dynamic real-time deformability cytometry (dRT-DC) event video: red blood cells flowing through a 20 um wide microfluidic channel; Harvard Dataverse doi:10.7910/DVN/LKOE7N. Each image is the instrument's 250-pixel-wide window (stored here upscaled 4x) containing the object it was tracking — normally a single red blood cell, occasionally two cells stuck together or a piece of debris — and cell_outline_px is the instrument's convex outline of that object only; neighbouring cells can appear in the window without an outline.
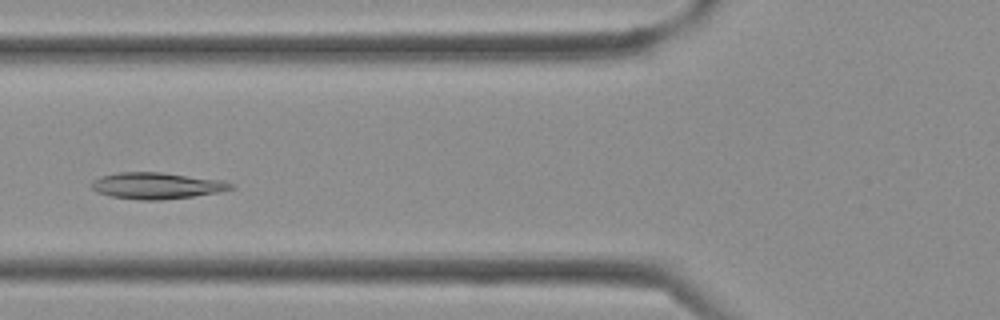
{"species": "Egyptian fruit bat (a non-hibernating species)", "species_latin": "Rousettus aegyptiacus", "temperature_condition": "cold", "stored_images_in_passage": 35, "camera_frame_rate_fps": 3000, "um_per_image_px": 0.085, "frame": {"image": 1, "passage_image": 11, "time_ms": 3.333, "image_size_px": [1000, 320], "cell_outline_px": [[236, 188], [220, 192], [192, 196], [160, 200], [140, 200], [112, 196], [96, 192], [88, 184], [92, 180], [100, 176], [116, 172], [160, 172], [224, 180], [236, 184]], "centroid_in_image_um": [13.33, 15.77], "position_along_channel_um": 112.5, "area_um2": 21.73}}
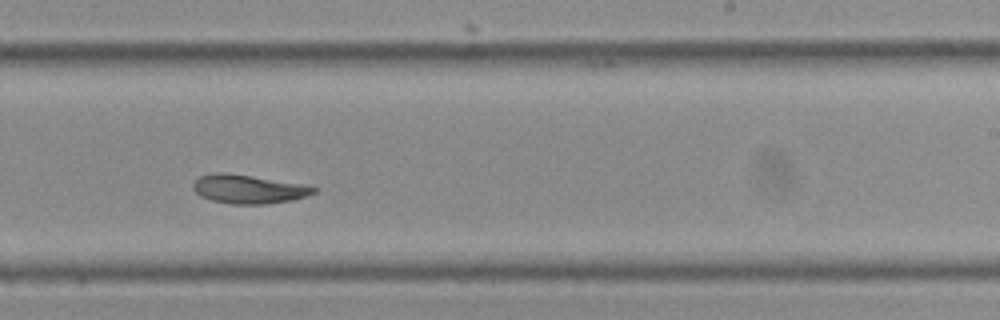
{"frame": {"image": 2, "passage_image": 20, "time_ms": 6.333, "image_size_px": [1000, 320], "cell_outline_px": [[316, 192], [292, 200], [264, 204], [232, 204], [212, 200], [200, 196], [192, 188], [192, 184], [200, 176], [216, 172], [224, 172], [308, 184], [316, 188]], "centroid_in_image_um": [21.12, 16.06], "position_along_channel_um": 267.9, "area_um2": 20.23}}
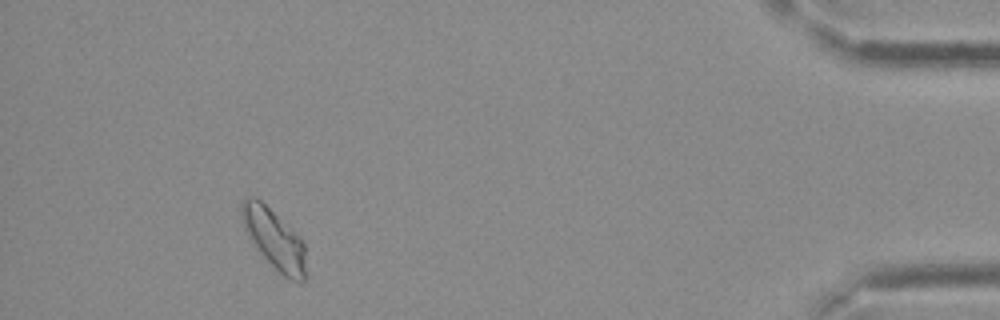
{"frame": {"image": 3, "passage_image": 32, "time_ms": 10.333, "image_size_px": [1000, 320], "cell_outline_px": [[304, 280], [300, 284], [284, 276], [260, 252], [244, 228], [240, 216], [240, 200], [244, 196], [256, 196], [300, 236], [304, 244]], "centroid_in_image_um": [23.26, 20.24], "position_along_channel_um": 411.9, "area_um2": 22.14}}